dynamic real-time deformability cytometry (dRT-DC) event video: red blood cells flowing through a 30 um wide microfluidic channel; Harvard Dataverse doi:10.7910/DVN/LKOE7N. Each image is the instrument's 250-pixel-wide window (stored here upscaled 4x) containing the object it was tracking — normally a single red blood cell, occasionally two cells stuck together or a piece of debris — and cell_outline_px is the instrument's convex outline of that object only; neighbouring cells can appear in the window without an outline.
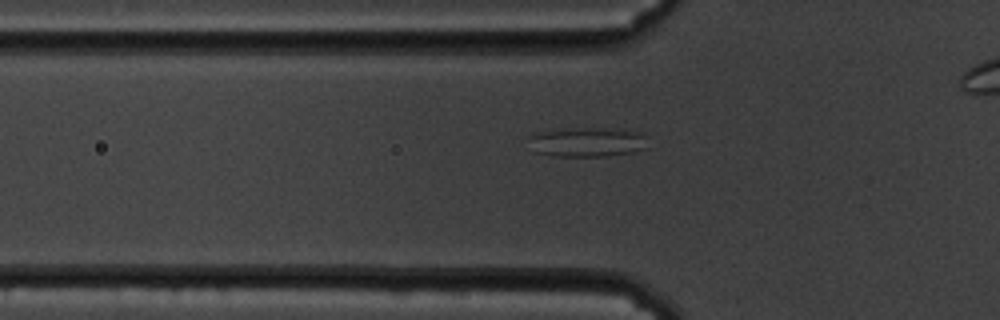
{"species": "common noctule bat (a hibernating species)", "species_latin": "Nyctalus noctula", "temperature_condition": "cold", "stored_images_in_passage": 7, "camera_frame_rate_fps": 3000, "um_per_image_px": 0.085, "animal": {"sex": "male", "body_mass_g": 19.5, "forearm_length_mm": 54.6}, "frame": {"image": 1, "passage_image": 3, "time_ms": 0.667, "image_size_px": [1000, 320], "cell_outline_px": [[648, 148], [632, 152], [608, 156], [556, 156], [536, 152], [528, 136], [536, 132], [564, 128], [624, 128], [636, 132], [644, 136]], "centroid_in_image_um": [49.94, 12.06], "position_along_channel_um": 75.9, "area_um2": 20.58}}
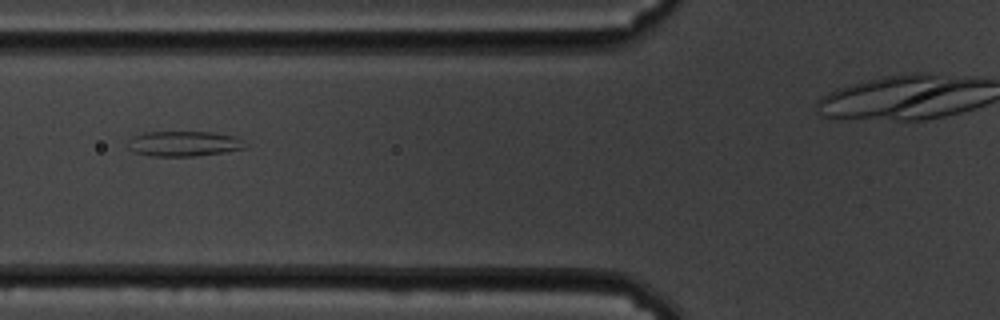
{"frame": {"image": 2, "passage_image": 6, "time_ms": 1.667, "image_size_px": [1000, 320], "cell_outline_px": [[248, 148], [224, 152], [192, 156], [152, 156], [136, 152], [128, 148], [124, 144], [132, 136], [144, 132], [212, 132], [236, 136], [244, 140]], "centroid_in_image_um": [15.62, 12.2], "position_along_channel_um": 110.2, "area_um2": 17.46}}